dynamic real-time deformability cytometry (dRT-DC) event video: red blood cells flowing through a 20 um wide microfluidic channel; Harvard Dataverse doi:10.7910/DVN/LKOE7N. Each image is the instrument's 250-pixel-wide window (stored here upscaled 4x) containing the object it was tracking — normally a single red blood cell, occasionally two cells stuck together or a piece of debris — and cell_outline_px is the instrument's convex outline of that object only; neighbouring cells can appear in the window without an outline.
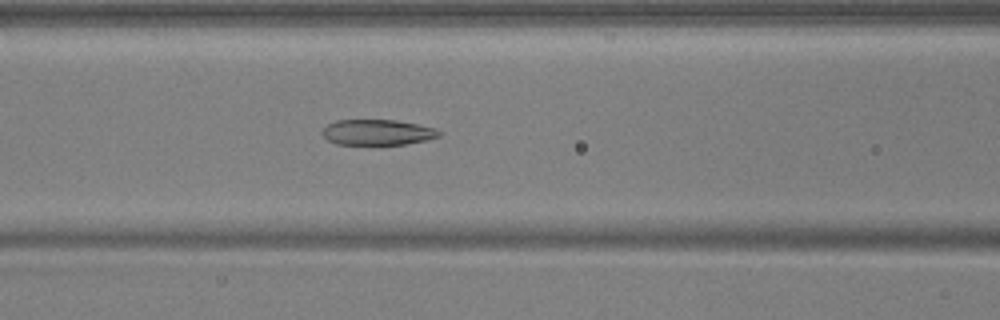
{"species": "common noctule bat (a hibernating species)", "species_latin": "Nyctalus noctula", "temperature_condition": "warm", "stored_images_in_passage": 49, "camera_frame_rate_fps": 3000, "um_per_image_px": 0.085, "animal": {"sex": "male", "body_mass_g": 17.9, "forearm_length_mm": 54.2}, "frame": {"image": 1, "passage_image": 18, "time_ms": 5.667, "image_size_px": [1000, 320], "cell_outline_px": [[440, 136], [428, 140], [404, 144], [336, 144], [328, 140], [320, 132], [328, 124], [336, 120], [396, 120], [436, 128], [440, 132]], "centroid_in_image_um": [32.08, 11.24], "position_along_channel_um": 134.5, "area_um2": 17.34}}
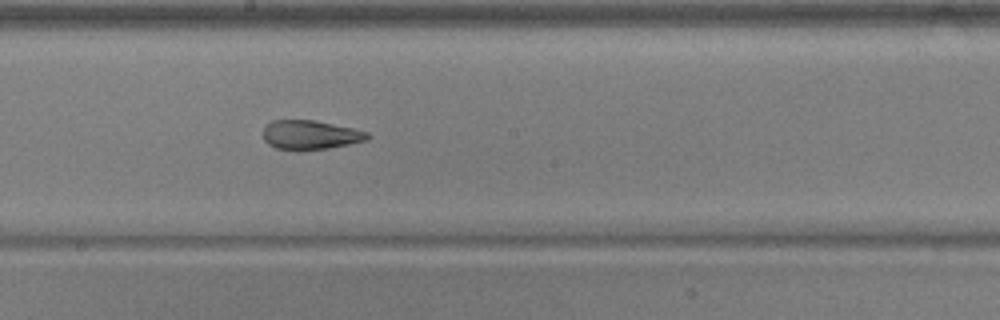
{"frame": {"image": 2, "passage_image": 25, "time_ms": 8.0, "image_size_px": [1000, 320], "cell_outline_px": [[372, 136], [368, 140], [328, 148], [300, 152], [296, 152], [276, 148], [268, 144], [264, 140], [264, 128], [272, 120], [316, 120], [356, 128], [368, 132]], "centroid_in_image_um": [26.41, 11.48], "position_along_channel_um": 221.8, "area_um2": 18.26}}
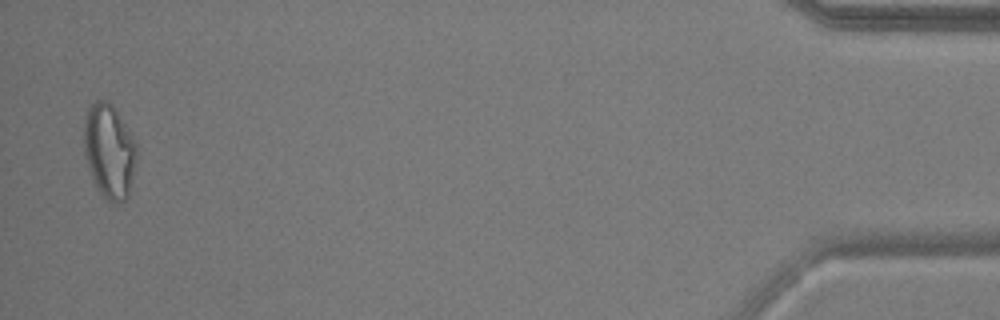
{"frame": {"image": 3, "passage_image": 48, "time_ms": 15.667, "image_size_px": [1000, 320], "cell_outline_px": [[136, 152], [128, 196], [120, 204], [112, 204], [100, 192], [92, 176], [84, 156], [84, 120], [88, 104], [96, 100], [104, 100], [112, 104], [128, 128], [136, 144]], "centroid_in_image_um": [9.25, 12.8], "position_along_channel_um": 425.9, "area_um2": 28.73}, "authors_computed_cell_mechanics": {"area_um2": 21.097, "velocity_mm_per_s": 3.7381, "shape_relaxation_time_tau1_ms": null, "shape_relaxation_time_tau2_ms": 1.643, "deformation_change_tau1": null, "deformation_change_tau2": 0.0926}}